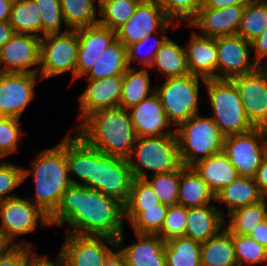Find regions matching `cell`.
<instances>
[{"instance_id": "cell-1", "label": "cell", "mask_w": 267, "mask_h": 266, "mask_svg": "<svg viewBox=\"0 0 267 266\" xmlns=\"http://www.w3.org/2000/svg\"><path fill=\"white\" fill-rule=\"evenodd\" d=\"M49 220L54 227L66 225V233L117 240L124 232V204L93 188L72 184Z\"/></svg>"}, {"instance_id": "cell-2", "label": "cell", "mask_w": 267, "mask_h": 266, "mask_svg": "<svg viewBox=\"0 0 267 266\" xmlns=\"http://www.w3.org/2000/svg\"><path fill=\"white\" fill-rule=\"evenodd\" d=\"M76 129L75 133L89 146L125 159L130 156L137 137L128 111L120 107L99 110Z\"/></svg>"}, {"instance_id": "cell-3", "label": "cell", "mask_w": 267, "mask_h": 266, "mask_svg": "<svg viewBox=\"0 0 267 266\" xmlns=\"http://www.w3.org/2000/svg\"><path fill=\"white\" fill-rule=\"evenodd\" d=\"M23 175L24 182L30 175L34 182L35 196L30 200L50 216L72 185L66 160V136L55 147L39 152L31 168H23Z\"/></svg>"}, {"instance_id": "cell-4", "label": "cell", "mask_w": 267, "mask_h": 266, "mask_svg": "<svg viewBox=\"0 0 267 266\" xmlns=\"http://www.w3.org/2000/svg\"><path fill=\"white\" fill-rule=\"evenodd\" d=\"M127 160L134 178L139 179L148 177V170L155 175L172 172L183 166L176 135L136 137Z\"/></svg>"}, {"instance_id": "cell-5", "label": "cell", "mask_w": 267, "mask_h": 266, "mask_svg": "<svg viewBox=\"0 0 267 266\" xmlns=\"http://www.w3.org/2000/svg\"><path fill=\"white\" fill-rule=\"evenodd\" d=\"M176 136L183 166L191 167L224 148L225 136L210 116L193 115L176 128Z\"/></svg>"}, {"instance_id": "cell-6", "label": "cell", "mask_w": 267, "mask_h": 266, "mask_svg": "<svg viewBox=\"0 0 267 266\" xmlns=\"http://www.w3.org/2000/svg\"><path fill=\"white\" fill-rule=\"evenodd\" d=\"M213 111L210 116L225 137L254 128L247 119L239 92L229 79H206L204 83Z\"/></svg>"}, {"instance_id": "cell-7", "label": "cell", "mask_w": 267, "mask_h": 266, "mask_svg": "<svg viewBox=\"0 0 267 266\" xmlns=\"http://www.w3.org/2000/svg\"><path fill=\"white\" fill-rule=\"evenodd\" d=\"M161 86L156 87L161 104L169 121L177 128L193 115L199 114V84L205 79L188 74L183 77L164 79Z\"/></svg>"}, {"instance_id": "cell-8", "label": "cell", "mask_w": 267, "mask_h": 266, "mask_svg": "<svg viewBox=\"0 0 267 266\" xmlns=\"http://www.w3.org/2000/svg\"><path fill=\"white\" fill-rule=\"evenodd\" d=\"M0 235L12 246H31L27 241H16L15 237L31 234L40 226H51L49 215L31 200L15 196L0 203Z\"/></svg>"}, {"instance_id": "cell-9", "label": "cell", "mask_w": 267, "mask_h": 266, "mask_svg": "<svg viewBox=\"0 0 267 266\" xmlns=\"http://www.w3.org/2000/svg\"><path fill=\"white\" fill-rule=\"evenodd\" d=\"M79 51L77 30L45 35L40 40L39 75L46 80L61 74L72 73L76 79Z\"/></svg>"}, {"instance_id": "cell-10", "label": "cell", "mask_w": 267, "mask_h": 266, "mask_svg": "<svg viewBox=\"0 0 267 266\" xmlns=\"http://www.w3.org/2000/svg\"><path fill=\"white\" fill-rule=\"evenodd\" d=\"M134 176L128 160L106 155L93 148L92 183L88 186L125 204L128 200Z\"/></svg>"}, {"instance_id": "cell-11", "label": "cell", "mask_w": 267, "mask_h": 266, "mask_svg": "<svg viewBox=\"0 0 267 266\" xmlns=\"http://www.w3.org/2000/svg\"><path fill=\"white\" fill-rule=\"evenodd\" d=\"M223 152L240 177L255 178L267 154V129L254 127L246 133L225 137Z\"/></svg>"}, {"instance_id": "cell-12", "label": "cell", "mask_w": 267, "mask_h": 266, "mask_svg": "<svg viewBox=\"0 0 267 266\" xmlns=\"http://www.w3.org/2000/svg\"><path fill=\"white\" fill-rule=\"evenodd\" d=\"M116 249L117 242L110 237L66 233L58 255L65 266H104Z\"/></svg>"}, {"instance_id": "cell-13", "label": "cell", "mask_w": 267, "mask_h": 266, "mask_svg": "<svg viewBox=\"0 0 267 266\" xmlns=\"http://www.w3.org/2000/svg\"><path fill=\"white\" fill-rule=\"evenodd\" d=\"M171 25L180 26L165 15L156 0H143L136 6L133 16L116 31L117 39L127 47L148 35L165 32Z\"/></svg>"}, {"instance_id": "cell-14", "label": "cell", "mask_w": 267, "mask_h": 266, "mask_svg": "<svg viewBox=\"0 0 267 266\" xmlns=\"http://www.w3.org/2000/svg\"><path fill=\"white\" fill-rule=\"evenodd\" d=\"M40 40L32 34L15 33L0 49L1 72L38 74Z\"/></svg>"}, {"instance_id": "cell-15", "label": "cell", "mask_w": 267, "mask_h": 266, "mask_svg": "<svg viewBox=\"0 0 267 266\" xmlns=\"http://www.w3.org/2000/svg\"><path fill=\"white\" fill-rule=\"evenodd\" d=\"M230 80L239 92L247 119L254 127L267 129V69L259 66Z\"/></svg>"}, {"instance_id": "cell-16", "label": "cell", "mask_w": 267, "mask_h": 266, "mask_svg": "<svg viewBox=\"0 0 267 266\" xmlns=\"http://www.w3.org/2000/svg\"><path fill=\"white\" fill-rule=\"evenodd\" d=\"M36 81H42L39 74L2 72L0 74V116L20 119L24 110L34 100Z\"/></svg>"}, {"instance_id": "cell-17", "label": "cell", "mask_w": 267, "mask_h": 266, "mask_svg": "<svg viewBox=\"0 0 267 266\" xmlns=\"http://www.w3.org/2000/svg\"><path fill=\"white\" fill-rule=\"evenodd\" d=\"M218 51L217 79L233 77L255 71L259 66L251 61V42L241 35H229L216 38Z\"/></svg>"}, {"instance_id": "cell-18", "label": "cell", "mask_w": 267, "mask_h": 266, "mask_svg": "<svg viewBox=\"0 0 267 266\" xmlns=\"http://www.w3.org/2000/svg\"><path fill=\"white\" fill-rule=\"evenodd\" d=\"M127 111L137 137L176 135L156 92Z\"/></svg>"}, {"instance_id": "cell-19", "label": "cell", "mask_w": 267, "mask_h": 266, "mask_svg": "<svg viewBox=\"0 0 267 266\" xmlns=\"http://www.w3.org/2000/svg\"><path fill=\"white\" fill-rule=\"evenodd\" d=\"M86 80L87 88L79 96L80 124L99 110L119 107L122 94L123 75Z\"/></svg>"}, {"instance_id": "cell-20", "label": "cell", "mask_w": 267, "mask_h": 266, "mask_svg": "<svg viewBox=\"0 0 267 266\" xmlns=\"http://www.w3.org/2000/svg\"><path fill=\"white\" fill-rule=\"evenodd\" d=\"M246 5H233L225 8H200L197 15L186 24L200 36L217 38L236 35L240 27L243 10Z\"/></svg>"}, {"instance_id": "cell-21", "label": "cell", "mask_w": 267, "mask_h": 266, "mask_svg": "<svg viewBox=\"0 0 267 266\" xmlns=\"http://www.w3.org/2000/svg\"><path fill=\"white\" fill-rule=\"evenodd\" d=\"M79 51L76 78L86 75L102 52L117 40V33L101 24L77 29Z\"/></svg>"}, {"instance_id": "cell-22", "label": "cell", "mask_w": 267, "mask_h": 266, "mask_svg": "<svg viewBox=\"0 0 267 266\" xmlns=\"http://www.w3.org/2000/svg\"><path fill=\"white\" fill-rule=\"evenodd\" d=\"M136 242L123 247L124 232L118 237L117 249L124 256L126 266H166L165 241L157 234L135 233Z\"/></svg>"}, {"instance_id": "cell-23", "label": "cell", "mask_w": 267, "mask_h": 266, "mask_svg": "<svg viewBox=\"0 0 267 266\" xmlns=\"http://www.w3.org/2000/svg\"><path fill=\"white\" fill-rule=\"evenodd\" d=\"M185 50L187 66L191 75L205 80L217 79L216 38L200 36L196 31H192Z\"/></svg>"}, {"instance_id": "cell-24", "label": "cell", "mask_w": 267, "mask_h": 266, "mask_svg": "<svg viewBox=\"0 0 267 266\" xmlns=\"http://www.w3.org/2000/svg\"><path fill=\"white\" fill-rule=\"evenodd\" d=\"M225 222V211L214 203L190 207L184 237L199 243L206 242L225 228Z\"/></svg>"}, {"instance_id": "cell-25", "label": "cell", "mask_w": 267, "mask_h": 266, "mask_svg": "<svg viewBox=\"0 0 267 266\" xmlns=\"http://www.w3.org/2000/svg\"><path fill=\"white\" fill-rule=\"evenodd\" d=\"M66 134V160L72 184L89 186L92 183L93 147L75 132ZM81 180H75L73 177Z\"/></svg>"}, {"instance_id": "cell-26", "label": "cell", "mask_w": 267, "mask_h": 266, "mask_svg": "<svg viewBox=\"0 0 267 266\" xmlns=\"http://www.w3.org/2000/svg\"><path fill=\"white\" fill-rule=\"evenodd\" d=\"M191 167L215 195L240 177L238 170L230 163L223 151L200 160Z\"/></svg>"}, {"instance_id": "cell-27", "label": "cell", "mask_w": 267, "mask_h": 266, "mask_svg": "<svg viewBox=\"0 0 267 266\" xmlns=\"http://www.w3.org/2000/svg\"><path fill=\"white\" fill-rule=\"evenodd\" d=\"M214 200V201H213ZM216 195L192 167L180 168L178 204L187 208L213 204Z\"/></svg>"}, {"instance_id": "cell-28", "label": "cell", "mask_w": 267, "mask_h": 266, "mask_svg": "<svg viewBox=\"0 0 267 266\" xmlns=\"http://www.w3.org/2000/svg\"><path fill=\"white\" fill-rule=\"evenodd\" d=\"M149 69L160 71L165 79L183 77L190 74L187 66L185 46L176 43L168 37L157 51Z\"/></svg>"}, {"instance_id": "cell-29", "label": "cell", "mask_w": 267, "mask_h": 266, "mask_svg": "<svg viewBox=\"0 0 267 266\" xmlns=\"http://www.w3.org/2000/svg\"><path fill=\"white\" fill-rule=\"evenodd\" d=\"M263 198L254 178L239 177L216 194V203H226V218L230 212L256 203Z\"/></svg>"}, {"instance_id": "cell-30", "label": "cell", "mask_w": 267, "mask_h": 266, "mask_svg": "<svg viewBox=\"0 0 267 266\" xmlns=\"http://www.w3.org/2000/svg\"><path fill=\"white\" fill-rule=\"evenodd\" d=\"M150 82L149 68H128L123 75L119 107L128 110L154 94L156 86H151Z\"/></svg>"}, {"instance_id": "cell-31", "label": "cell", "mask_w": 267, "mask_h": 266, "mask_svg": "<svg viewBox=\"0 0 267 266\" xmlns=\"http://www.w3.org/2000/svg\"><path fill=\"white\" fill-rule=\"evenodd\" d=\"M202 266H238L233 234L224 228L217 236L201 243Z\"/></svg>"}, {"instance_id": "cell-32", "label": "cell", "mask_w": 267, "mask_h": 266, "mask_svg": "<svg viewBox=\"0 0 267 266\" xmlns=\"http://www.w3.org/2000/svg\"><path fill=\"white\" fill-rule=\"evenodd\" d=\"M126 47L118 39L108 46L86 74L87 79L124 75L128 69Z\"/></svg>"}, {"instance_id": "cell-33", "label": "cell", "mask_w": 267, "mask_h": 266, "mask_svg": "<svg viewBox=\"0 0 267 266\" xmlns=\"http://www.w3.org/2000/svg\"><path fill=\"white\" fill-rule=\"evenodd\" d=\"M226 218L229 223L225 222V228L231 234L249 235L257 224L267 218V197L230 212Z\"/></svg>"}, {"instance_id": "cell-34", "label": "cell", "mask_w": 267, "mask_h": 266, "mask_svg": "<svg viewBox=\"0 0 267 266\" xmlns=\"http://www.w3.org/2000/svg\"><path fill=\"white\" fill-rule=\"evenodd\" d=\"M9 24L15 33L32 34L42 38L41 16L34 0H14Z\"/></svg>"}, {"instance_id": "cell-35", "label": "cell", "mask_w": 267, "mask_h": 266, "mask_svg": "<svg viewBox=\"0 0 267 266\" xmlns=\"http://www.w3.org/2000/svg\"><path fill=\"white\" fill-rule=\"evenodd\" d=\"M166 266H202L201 243L187 237L165 241Z\"/></svg>"}, {"instance_id": "cell-36", "label": "cell", "mask_w": 267, "mask_h": 266, "mask_svg": "<svg viewBox=\"0 0 267 266\" xmlns=\"http://www.w3.org/2000/svg\"><path fill=\"white\" fill-rule=\"evenodd\" d=\"M167 205L159 204L151 208H124L127 220L133 232L140 234H157L164 223Z\"/></svg>"}, {"instance_id": "cell-37", "label": "cell", "mask_w": 267, "mask_h": 266, "mask_svg": "<svg viewBox=\"0 0 267 266\" xmlns=\"http://www.w3.org/2000/svg\"><path fill=\"white\" fill-rule=\"evenodd\" d=\"M63 11L66 28L77 30L98 24L96 6L99 0H59ZM97 1V5L95 4Z\"/></svg>"}, {"instance_id": "cell-38", "label": "cell", "mask_w": 267, "mask_h": 266, "mask_svg": "<svg viewBox=\"0 0 267 266\" xmlns=\"http://www.w3.org/2000/svg\"><path fill=\"white\" fill-rule=\"evenodd\" d=\"M141 0H99L98 23L117 31L134 14L136 6Z\"/></svg>"}, {"instance_id": "cell-39", "label": "cell", "mask_w": 267, "mask_h": 266, "mask_svg": "<svg viewBox=\"0 0 267 266\" xmlns=\"http://www.w3.org/2000/svg\"><path fill=\"white\" fill-rule=\"evenodd\" d=\"M267 27V0H253L243 10L238 35L251 42Z\"/></svg>"}, {"instance_id": "cell-40", "label": "cell", "mask_w": 267, "mask_h": 266, "mask_svg": "<svg viewBox=\"0 0 267 266\" xmlns=\"http://www.w3.org/2000/svg\"><path fill=\"white\" fill-rule=\"evenodd\" d=\"M144 180L150 185L161 204L167 206L178 204V191L180 184V169L175 171L151 175Z\"/></svg>"}, {"instance_id": "cell-41", "label": "cell", "mask_w": 267, "mask_h": 266, "mask_svg": "<svg viewBox=\"0 0 267 266\" xmlns=\"http://www.w3.org/2000/svg\"><path fill=\"white\" fill-rule=\"evenodd\" d=\"M238 266H255L267 262V249L249 235L233 234Z\"/></svg>"}, {"instance_id": "cell-42", "label": "cell", "mask_w": 267, "mask_h": 266, "mask_svg": "<svg viewBox=\"0 0 267 266\" xmlns=\"http://www.w3.org/2000/svg\"><path fill=\"white\" fill-rule=\"evenodd\" d=\"M164 33L165 32H157V36H155L156 38H153L154 34L148 35L141 41L132 43L131 45L127 46L126 53L128 67L132 68L131 64H134V61L138 60L137 62L138 64H141L143 66L142 68H150L155 59L157 51L160 49L164 41L168 38V36L164 35ZM151 40L153 43L151 42ZM149 42H151L152 44ZM147 46L149 47V49H147ZM144 49L145 53L143 51Z\"/></svg>"}, {"instance_id": "cell-43", "label": "cell", "mask_w": 267, "mask_h": 266, "mask_svg": "<svg viewBox=\"0 0 267 266\" xmlns=\"http://www.w3.org/2000/svg\"><path fill=\"white\" fill-rule=\"evenodd\" d=\"M38 6L41 16L42 37L49 34L63 33L69 28L61 29L62 24L66 26L63 11L59 0H34Z\"/></svg>"}, {"instance_id": "cell-44", "label": "cell", "mask_w": 267, "mask_h": 266, "mask_svg": "<svg viewBox=\"0 0 267 266\" xmlns=\"http://www.w3.org/2000/svg\"><path fill=\"white\" fill-rule=\"evenodd\" d=\"M165 15L178 25L189 23L204 4V0H156Z\"/></svg>"}, {"instance_id": "cell-45", "label": "cell", "mask_w": 267, "mask_h": 266, "mask_svg": "<svg viewBox=\"0 0 267 266\" xmlns=\"http://www.w3.org/2000/svg\"><path fill=\"white\" fill-rule=\"evenodd\" d=\"M188 208L182 205L168 207L161 230L157 233L164 241L182 237L185 234Z\"/></svg>"}, {"instance_id": "cell-46", "label": "cell", "mask_w": 267, "mask_h": 266, "mask_svg": "<svg viewBox=\"0 0 267 266\" xmlns=\"http://www.w3.org/2000/svg\"><path fill=\"white\" fill-rule=\"evenodd\" d=\"M20 119L0 116V158L17 152L23 131Z\"/></svg>"}, {"instance_id": "cell-47", "label": "cell", "mask_w": 267, "mask_h": 266, "mask_svg": "<svg viewBox=\"0 0 267 266\" xmlns=\"http://www.w3.org/2000/svg\"><path fill=\"white\" fill-rule=\"evenodd\" d=\"M23 168L10 162H0V203L17 196L12 192L24 182Z\"/></svg>"}, {"instance_id": "cell-48", "label": "cell", "mask_w": 267, "mask_h": 266, "mask_svg": "<svg viewBox=\"0 0 267 266\" xmlns=\"http://www.w3.org/2000/svg\"><path fill=\"white\" fill-rule=\"evenodd\" d=\"M159 204L161 202L150 185L144 179L134 178L124 208H151Z\"/></svg>"}, {"instance_id": "cell-49", "label": "cell", "mask_w": 267, "mask_h": 266, "mask_svg": "<svg viewBox=\"0 0 267 266\" xmlns=\"http://www.w3.org/2000/svg\"><path fill=\"white\" fill-rule=\"evenodd\" d=\"M32 246L9 245L0 254V266H29L30 262L38 255Z\"/></svg>"}, {"instance_id": "cell-50", "label": "cell", "mask_w": 267, "mask_h": 266, "mask_svg": "<svg viewBox=\"0 0 267 266\" xmlns=\"http://www.w3.org/2000/svg\"><path fill=\"white\" fill-rule=\"evenodd\" d=\"M251 50L254 55V62L261 66L262 60L267 58V27L258 37L251 41Z\"/></svg>"}, {"instance_id": "cell-51", "label": "cell", "mask_w": 267, "mask_h": 266, "mask_svg": "<svg viewBox=\"0 0 267 266\" xmlns=\"http://www.w3.org/2000/svg\"><path fill=\"white\" fill-rule=\"evenodd\" d=\"M254 179L260 193L267 197V154L263 157Z\"/></svg>"}, {"instance_id": "cell-52", "label": "cell", "mask_w": 267, "mask_h": 266, "mask_svg": "<svg viewBox=\"0 0 267 266\" xmlns=\"http://www.w3.org/2000/svg\"><path fill=\"white\" fill-rule=\"evenodd\" d=\"M249 236L267 249V218L257 224Z\"/></svg>"}, {"instance_id": "cell-53", "label": "cell", "mask_w": 267, "mask_h": 266, "mask_svg": "<svg viewBox=\"0 0 267 266\" xmlns=\"http://www.w3.org/2000/svg\"><path fill=\"white\" fill-rule=\"evenodd\" d=\"M253 0H204L201 8H225L233 5H247Z\"/></svg>"}, {"instance_id": "cell-54", "label": "cell", "mask_w": 267, "mask_h": 266, "mask_svg": "<svg viewBox=\"0 0 267 266\" xmlns=\"http://www.w3.org/2000/svg\"><path fill=\"white\" fill-rule=\"evenodd\" d=\"M29 266H65L62 258L57 255L53 260L48 257L38 254L31 262Z\"/></svg>"}, {"instance_id": "cell-55", "label": "cell", "mask_w": 267, "mask_h": 266, "mask_svg": "<svg viewBox=\"0 0 267 266\" xmlns=\"http://www.w3.org/2000/svg\"><path fill=\"white\" fill-rule=\"evenodd\" d=\"M14 34L9 21L0 22V49Z\"/></svg>"}, {"instance_id": "cell-56", "label": "cell", "mask_w": 267, "mask_h": 266, "mask_svg": "<svg viewBox=\"0 0 267 266\" xmlns=\"http://www.w3.org/2000/svg\"><path fill=\"white\" fill-rule=\"evenodd\" d=\"M104 266H126L124 256L116 249L105 261Z\"/></svg>"}, {"instance_id": "cell-57", "label": "cell", "mask_w": 267, "mask_h": 266, "mask_svg": "<svg viewBox=\"0 0 267 266\" xmlns=\"http://www.w3.org/2000/svg\"><path fill=\"white\" fill-rule=\"evenodd\" d=\"M14 0H0V22L9 21Z\"/></svg>"}, {"instance_id": "cell-58", "label": "cell", "mask_w": 267, "mask_h": 266, "mask_svg": "<svg viewBox=\"0 0 267 266\" xmlns=\"http://www.w3.org/2000/svg\"><path fill=\"white\" fill-rule=\"evenodd\" d=\"M9 246V244L0 235V254Z\"/></svg>"}, {"instance_id": "cell-59", "label": "cell", "mask_w": 267, "mask_h": 266, "mask_svg": "<svg viewBox=\"0 0 267 266\" xmlns=\"http://www.w3.org/2000/svg\"><path fill=\"white\" fill-rule=\"evenodd\" d=\"M261 68H265L267 69V60L265 62L262 63V65L260 66Z\"/></svg>"}]
</instances>
